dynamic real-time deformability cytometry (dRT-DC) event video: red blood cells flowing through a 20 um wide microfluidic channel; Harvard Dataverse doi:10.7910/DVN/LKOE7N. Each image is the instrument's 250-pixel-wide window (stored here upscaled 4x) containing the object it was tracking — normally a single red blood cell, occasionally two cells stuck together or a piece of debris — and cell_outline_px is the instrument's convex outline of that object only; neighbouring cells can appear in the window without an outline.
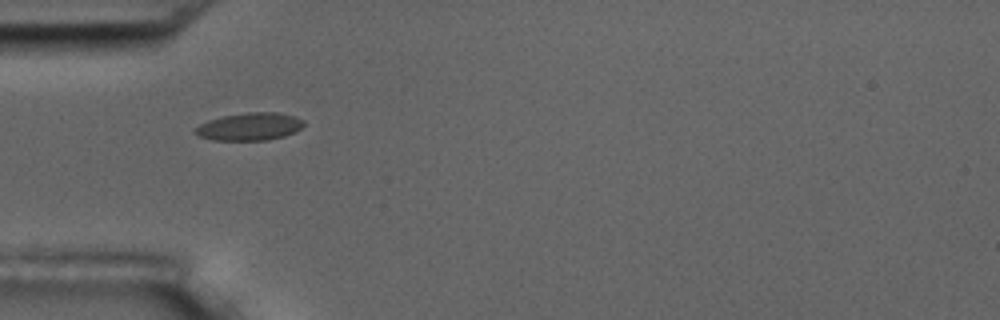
{"species": "common noctule bat (a hibernating species)", "species_latin": "Nyctalus noctula", "temperature_condition": "room temperature", "stored_images_in_passage": 6, "camera_frame_rate_fps": 3000, "um_per_image_px": 0.085, "animal": {"sex": "male", "body_mass_g": 17.5, "forearm_length_mm": 52.3}, "frame": {"image": 1, "passage_image": 1, "time_ms": 0.0, "image_size_px": [1000, 320], "cell_outline_px": [[304, 124], [300, 128], [284, 136], [268, 140], [212, 140], [200, 136], [196, 132], [196, 128], [200, 124], [208, 120], [224, 116], [248, 112], [280, 112], [304, 120]], "centroid_in_image_um": [21.23, 10.75], "position_along_channel_um": 63.8, "area_um2": 17.22}}
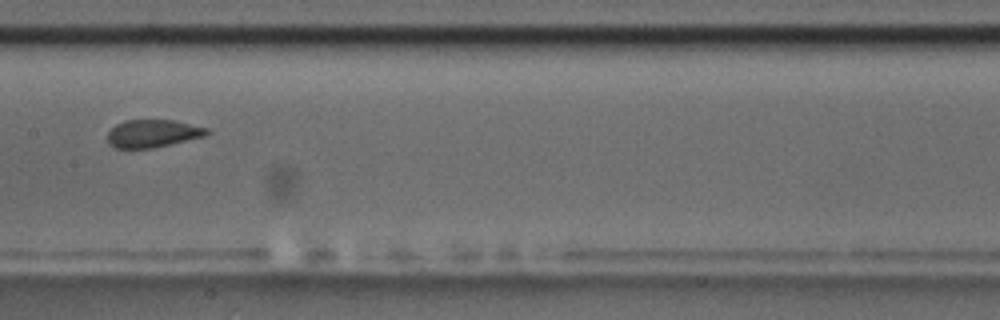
{"frame": {"image": 2, "passage_image": 4, "time_ms": 3.667, "image_size_px": [1000, 320], "cell_outline_px": [[212, 132], [204, 136], [152, 148], [116, 148], [108, 144], [108, 132], [116, 124], [124, 120], [176, 120], [208, 128]], "centroid_in_image_um": [12.99, 11.33], "position_along_channel_um": 194.4, "area_um2": 16.07}}
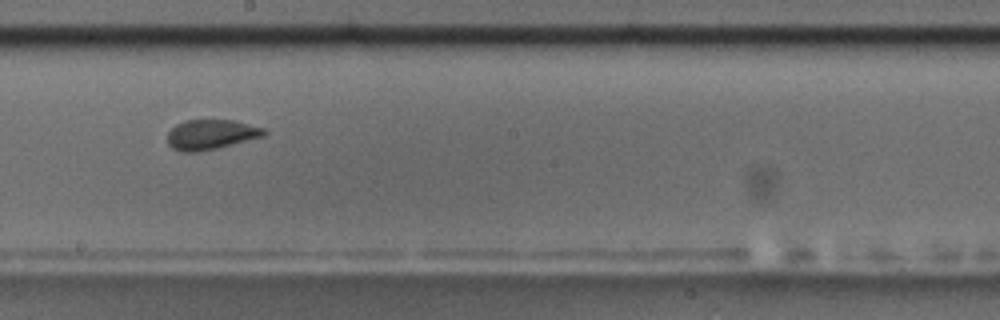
{"frame": {"image": 3, "passage_image": 5, "time_ms": 4.667, "image_size_px": [1000, 320], "cell_outline_px": [[268, 132], [264, 136], [200, 152], [180, 152], [172, 148], [168, 144], [168, 132], [176, 124], [184, 120], [232, 120], [264, 128]], "centroid_in_image_um": [17.91, 11.44], "position_along_channel_um": 230.3, "area_um2": 16.82}}